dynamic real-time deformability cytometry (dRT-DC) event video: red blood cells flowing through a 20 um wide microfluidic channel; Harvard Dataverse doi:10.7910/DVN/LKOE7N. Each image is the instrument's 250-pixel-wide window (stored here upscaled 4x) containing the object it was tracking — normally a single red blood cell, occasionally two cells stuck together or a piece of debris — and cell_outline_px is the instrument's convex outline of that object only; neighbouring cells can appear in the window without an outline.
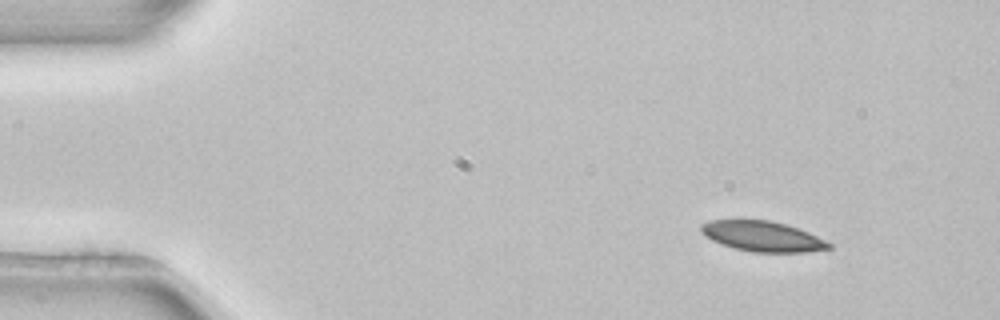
{"species": "common noctule bat (a hibernating species)", "species_latin": "Nyctalus noctula", "temperature_condition": "room temperature", "stored_images_in_passage": 3, "camera_frame_rate_fps": 3000, "um_per_image_px": 0.085, "animal": {"sex": "female", "body_mass_g": 22.7, "forearm_length_mm": 54.2}, "frame": {"image": 1, "passage_image": 1, "time_ms": 0.0, "image_size_px": [1000, 320], "cell_outline_px": [[832, 248], [808, 252], [752, 252], [732, 248], [720, 244], [704, 236], [700, 232], [700, 224], [712, 220], [772, 220], [800, 228], [832, 244]], "centroid_in_image_um": [64.79, 20.09], "position_along_channel_um": 20.2, "area_um2": 22.77}}